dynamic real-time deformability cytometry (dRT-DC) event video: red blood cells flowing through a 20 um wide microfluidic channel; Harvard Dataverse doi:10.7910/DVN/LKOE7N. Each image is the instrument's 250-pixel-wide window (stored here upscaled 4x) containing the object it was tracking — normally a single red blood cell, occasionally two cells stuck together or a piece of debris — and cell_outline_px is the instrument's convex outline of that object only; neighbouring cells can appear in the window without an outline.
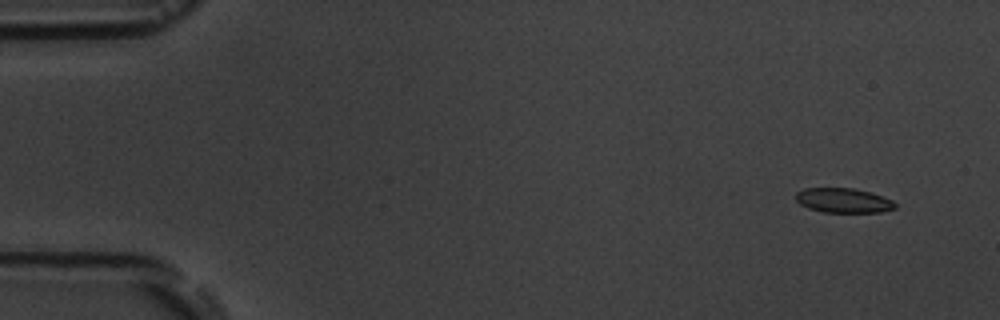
{"species": "common noctule bat (a hibernating species)", "species_latin": "Nyctalus noctula", "temperature_condition": "room temperature", "stored_images_in_passage": 6, "camera_frame_rate_fps": 3000, "um_per_image_px": 0.085, "animal": {"sex": "male", "body_mass_g": 19.5, "forearm_length_mm": 54.6}, "frame": {"image": 1, "passage_image": 1, "time_ms": 0.0, "image_size_px": [1000, 320], "cell_outline_px": [[896, 208], [880, 212], [824, 212], [808, 208], [800, 204], [796, 200], [796, 192], [804, 188], [856, 188], [872, 192], [892, 200], [896, 204]], "centroid_in_image_um": [71.69, 17.03], "position_along_channel_um": 13.3, "area_um2": 14.33}}
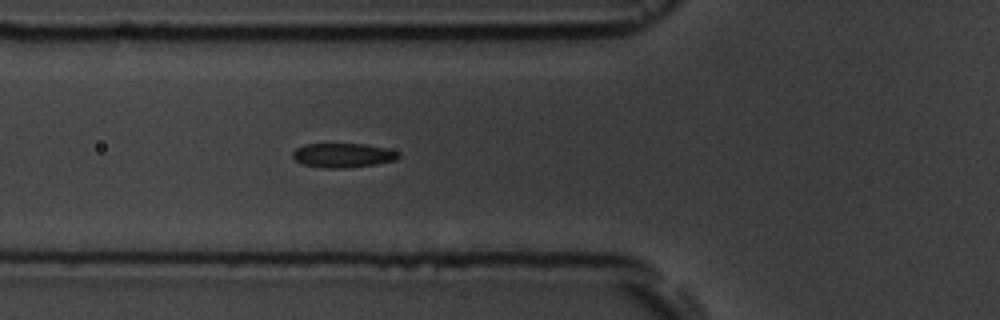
{"frame": {"image": 2, "passage_image": 6, "time_ms": 5.667, "image_size_px": [1000, 320], "cell_outline_px": [[400, 156], [396, 160], [376, 164], [348, 168], [324, 168], [304, 164], [296, 160], [292, 156], [292, 152], [296, 148], [304, 144], [364, 144], [384, 148], [400, 152]], "centroid_in_image_um": [29.16, 13.2], "position_along_channel_um": 96.6, "area_um2": 14.97}}